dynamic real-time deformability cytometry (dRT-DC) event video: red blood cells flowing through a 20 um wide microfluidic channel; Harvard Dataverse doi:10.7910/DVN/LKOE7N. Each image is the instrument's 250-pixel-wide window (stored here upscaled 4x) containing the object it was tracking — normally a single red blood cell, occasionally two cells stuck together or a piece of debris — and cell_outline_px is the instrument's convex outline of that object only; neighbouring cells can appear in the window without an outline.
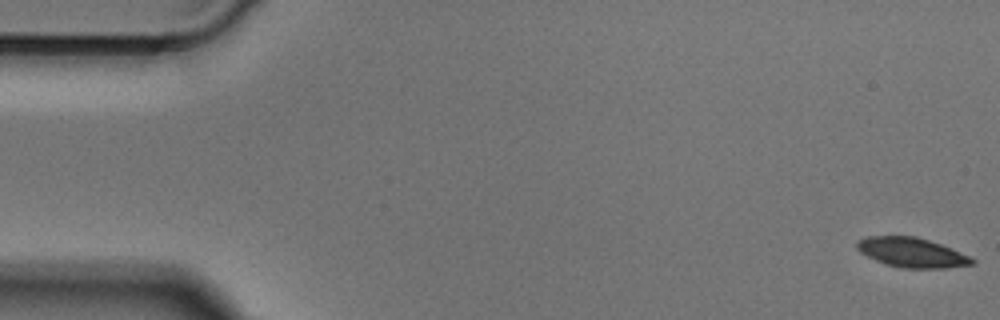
{"species": "Egyptian fruit bat (a non-hibernating species)", "species_latin": "Rousettus aegyptiacus", "temperature_condition": "cold", "stored_images_in_passage": 50, "camera_frame_rate_fps": 3000, "um_per_image_px": 0.085, "animal": {"sex": "male"}, "frame": {"image": 1, "passage_image": 1, "time_ms": 0.0, "image_size_px": [1000, 320], "cell_outline_px": [[976, 264], [944, 268], [904, 268], [888, 264], [876, 260], [860, 252], [856, 248], [856, 244], [860, 240], [868, 236], [916, 236], [952, 248], [972, 256], [976, 260]], "centroid_in_image_um": [77.57, 21.46], "position_along_channel_um": 7.4, "area_um2": 19.83}}
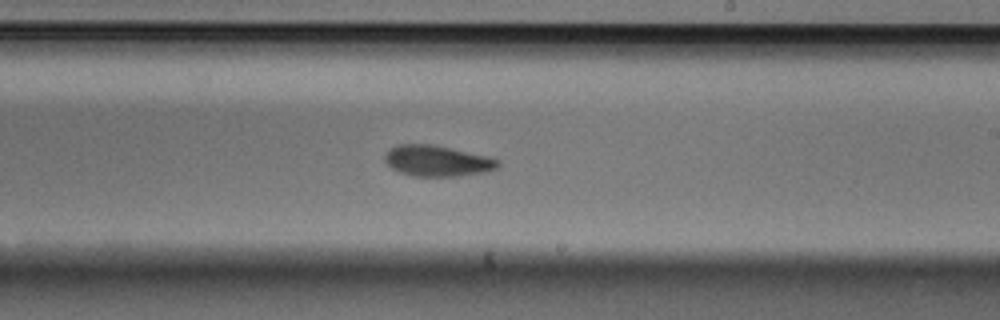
{"frame": {"image": 2, "passage_image": 29, "time_ms": 9.333, "image_size_px": [1000, 320], "cell_outline_px": [[500, 164], [496, 168], [484, 172], [456, 176], [412, 176], [400, 172], [392, 168], [384, 160], [384, 156], [396, 144], [432, 144], [488, 156], [500, 160]], "centroid_in_image_um": [37.17, 13.67], "position_along_channel_um": 251.8, "area_um2": 20.23}}
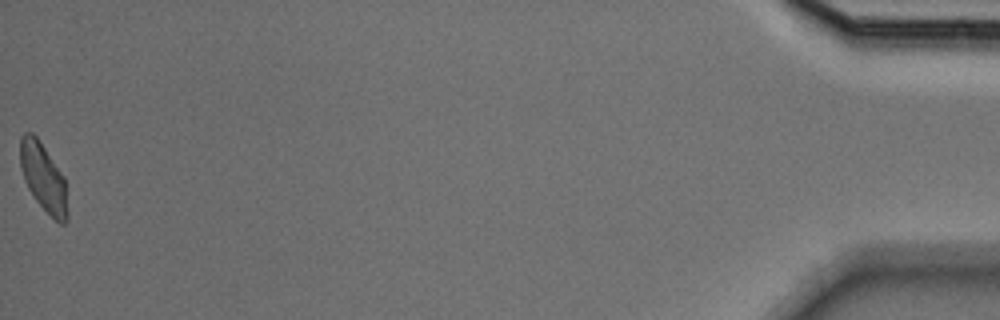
{"frame": {"image": 3, "passage_image": 50, "time_ms": 16.333, "image_size_px": [1000, 320], "cell_outline_px": [[68, 220], [64, 224], [60, 224], [36, 200], [28, 188], [24, 180], [20, 168], [20, 136], [24, 132], [32, 132], [36, 136], [64, 176], [68, 212]], "centroid_in_image_um": [3.68, 15.07], "position_along_channel_um": 431.5, "area_um2": 18.67}}